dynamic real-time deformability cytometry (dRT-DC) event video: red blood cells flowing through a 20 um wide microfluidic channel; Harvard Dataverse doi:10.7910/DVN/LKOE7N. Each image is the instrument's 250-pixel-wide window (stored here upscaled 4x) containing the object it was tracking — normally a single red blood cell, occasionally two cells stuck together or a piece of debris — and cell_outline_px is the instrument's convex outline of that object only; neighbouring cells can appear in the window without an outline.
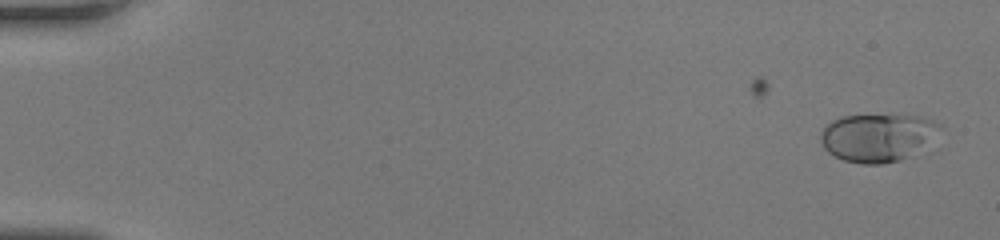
{"species": "human", "species_latin": "Homo sapiens", "temperature_condition": "room temperature", "stored_images_in_passage": 23, "camera_frame_rate_fps": 3000, "um_per_image_px": 0.085, "donor": {"sex": "female"}, "frame": {"image": 1, "passage_image": 2, "time_ms": 0.333, "image_size_px": [1000, 240], "cell_outline_px": [[940, 128], [924, 144], [908, 156], [900, 160], [884, 164], [860, 164], [844, 160], [828, 152], [824, 148], [820, 140], [820, 136], [824, 128], [832, 120], [840, 116], [920, 116], [932, 120], [940, 124]], "centroid_in_image_um": [74.51, 11.69], "position_along_channel_um": 10.5, "area_um2": 32.48}}
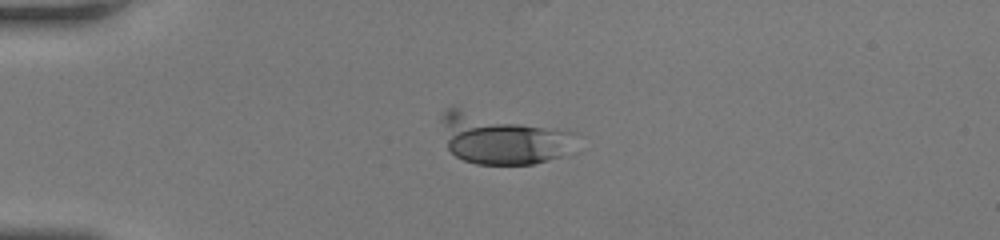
{"frame": {"image": 2, "passage_image": 14, "time_ms": 4.333, "image_size_px": [1000, 240], "cell_outline_px": [[576, 132], [560, 156], [548, 160], [532, 164], [476, 164], [464, 160], [456, 156], [448, 148], [440, 120], [444, 108], [452, 104]], "centroid_in_image_um": [42.53, 11.71], "position_along_channel_um": 42.5, "area_um2": 40.0}}
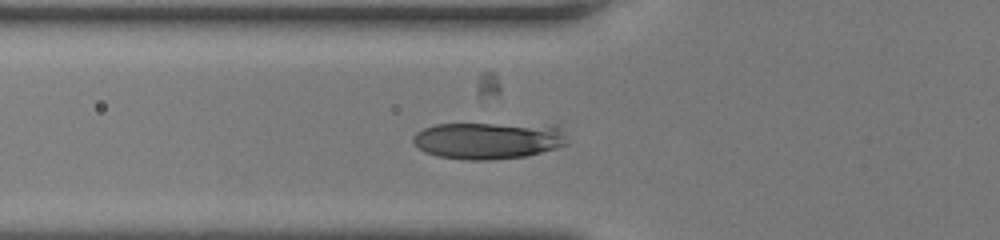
{"frame": {"image": 3, "passage_image": 20, "time_ms": 6.333, "image_size_px": [1000, 240], "cell_outline_px": [[568, 144], [556, 148], [524, 156], [488, 160], [468, 160], [436, 156], [424, 152], [412, 140], [412, 136], [416, 132], [424, 128], [436, 124], [556, 124], [564, 136]], "centroid_in_image_um": [41.5, 11.93], "position_along_channel_um": 84.3, "area_um2": 33.18}}